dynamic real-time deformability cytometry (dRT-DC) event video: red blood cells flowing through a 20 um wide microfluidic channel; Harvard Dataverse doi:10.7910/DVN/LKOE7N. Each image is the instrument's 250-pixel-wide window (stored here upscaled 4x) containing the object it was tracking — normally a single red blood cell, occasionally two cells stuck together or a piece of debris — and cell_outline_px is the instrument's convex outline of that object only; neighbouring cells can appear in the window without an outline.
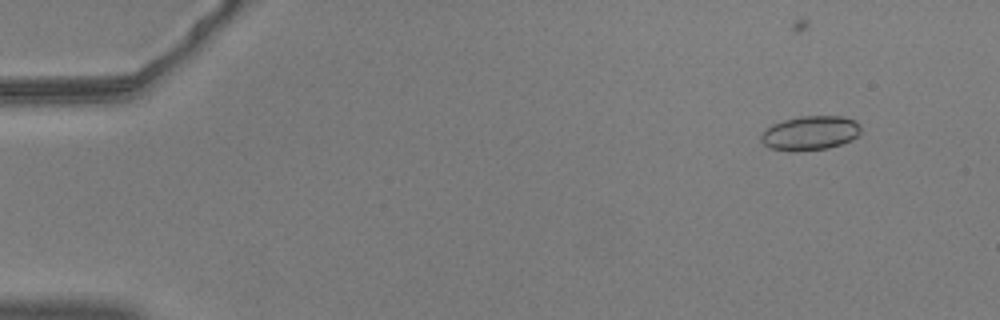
{"species": "common noctule bat (a hibernating species)", "species_latin": "Nyctalus noctula", "temperature_condition": "warm", "stored_images_in_passage": 54, "camera_frame_rate_fps": 3000, "um_per_image_px": 0.085, "animal": {"sex": "male", "body_mass_g": 20.5, "forearm_length_mm": 52.5}, "frame": {"image": 1, "passage_image": 6, "time_ms": 1.667, "image_size_px": [1000, 320], "cell_outline_px": [[860, 132], [852, 140], [828, 148], [792, 152], [768, 148], [760, 140], [760, 136], [772, 124], [784, 120], [800, 116], [844, 116], [856, 120], [860, 128]], "centroid_in_image_um": [68.85, 11.31], "position_along_channel_um": 16.1, "area_um2": 20.0}}
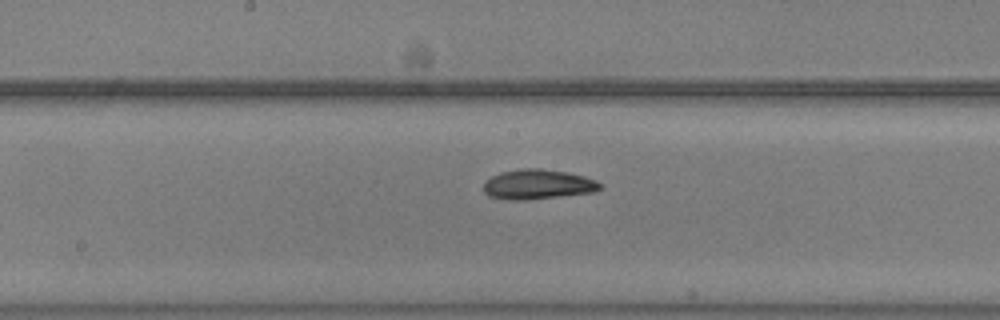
{"frame": {"image": 2, "passage_image": 31, "time_ms": 10.0, "image_size_px": [1000, 320], "cell_outline_px": [[600, 188], [596, 192], [524, 200], [508, 200], [488, 196], [484, 192], [484, 184], [492, 176], [500, 172], [520, 168], [540, 168], [568, 172], [584, 176], [596, 180], [600, 184]], "centroid_in_image_um": [45.71, 15.67], "position_along_channel_um": 202.5, "area_um2": 20.29}}
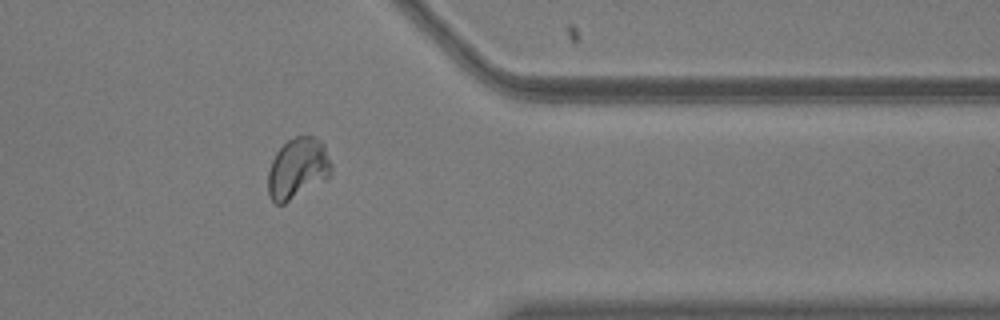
{"frame": {"image": 3, "passage_image": 47, "time_ms": 15.333, "image_size_px": [1000, 320], "cell_outline_px": [[332, 176], [284, 204], [276, 204], [272, 200], [268, 192], [268, 172], [272, 160], [276, 152], [288, 140], [296, 136], [312, 136], [320, 140], [324, 144], [332, 164]], "centroid_in_image_um": [25.33, 14.31], "position_along_channel_um": 386.1, "area_um2": 22.54}}